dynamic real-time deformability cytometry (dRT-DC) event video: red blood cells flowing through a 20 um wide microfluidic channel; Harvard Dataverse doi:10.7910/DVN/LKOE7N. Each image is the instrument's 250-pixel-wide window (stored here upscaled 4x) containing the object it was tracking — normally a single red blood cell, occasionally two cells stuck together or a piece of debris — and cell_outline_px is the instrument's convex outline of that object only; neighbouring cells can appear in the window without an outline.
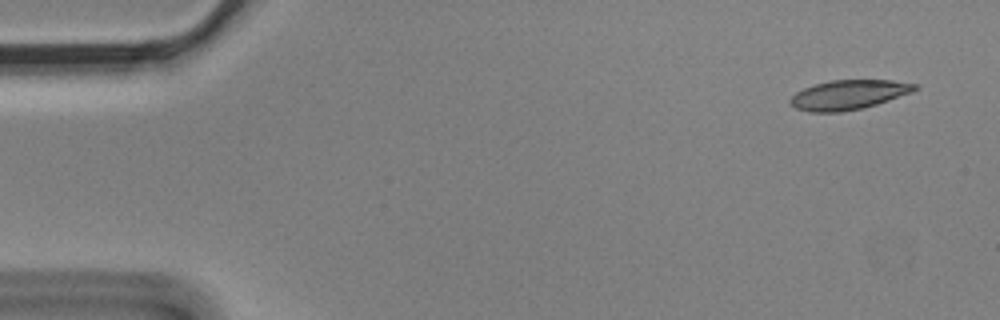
{"species": "Egyptian fruit bat (a non-hibernating species)", "species_latin": "Rousettus aegyptiacus", "temperature_condition": "cold", "stored_images_in_passage": 6, "camera_frame_rate_fps": 3000, "um_per_image_px": 0.085, "animal": {"sex": "male"}, "frame": {"image": 1, "passage_image": 1, "time_ms": 0.0, "image_size_px": [1000, 320], "cell_outline_px": [[920, 88], [912, 92], [864, 108], [840, 112], [808, 112], [796, 108], [788, 100], [796, 92], [804, 88], [816, 84], [832, 80], [892, 80], [920, 84]], "centroid_in_image_um": [72.16, 8.05], "position_along_channel_um": 12.8, "area_um2": 21.44}}
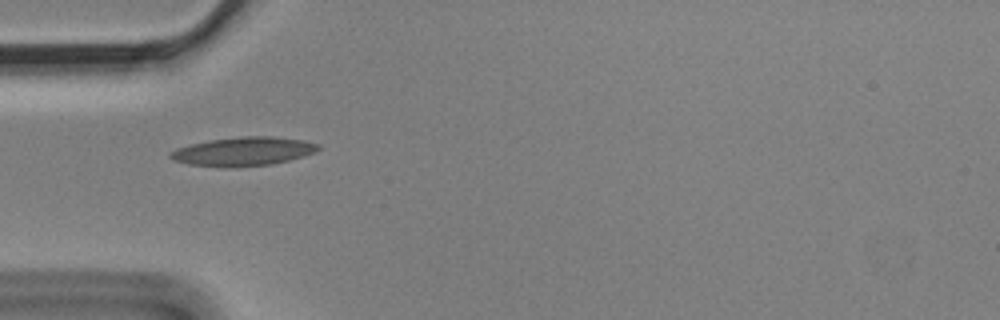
{"frame": {"image": 2, "passage_image": 5, "time_ms": 1.333, "image_size_px": [1000, 320], "cell_outline_px": [[320, 148], [316, 152], [304, 156], [272, 164], [224, 168], [188, 164], [172, 160], [168, 156], [168, 152], [176, 148], [208, 140], [240, 136], [272, 136], [304, 140], [320, 144]], "centroid_in_image_um": [20.66, 12.87], "position_along_channel_um": 64.3, "area_um2": 25.09}}
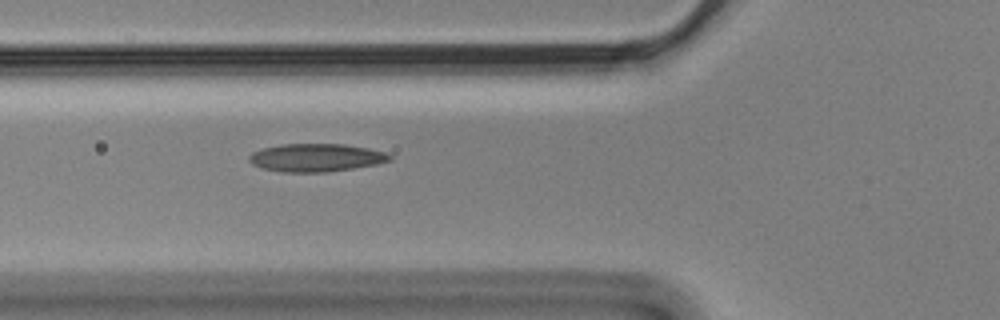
{"frame": {"image": 3, "passage_image": 6, "time_ms": 1.667, "image_size_px": [1000, 320], "cell_outline_px": [[392, 160], [376, 164], [328, 172], [284, 172], [260, 168], [252, 164], [248, 160], [248, 156], [252, 152], [264, 148], [280, 144], [344, 144], [368, 148], [388, 152], [392, 156]], "centroid_in_image_um": [26.87, 13.4], "position_along_channel_um": 98.9, "area_um2": 23.06}}